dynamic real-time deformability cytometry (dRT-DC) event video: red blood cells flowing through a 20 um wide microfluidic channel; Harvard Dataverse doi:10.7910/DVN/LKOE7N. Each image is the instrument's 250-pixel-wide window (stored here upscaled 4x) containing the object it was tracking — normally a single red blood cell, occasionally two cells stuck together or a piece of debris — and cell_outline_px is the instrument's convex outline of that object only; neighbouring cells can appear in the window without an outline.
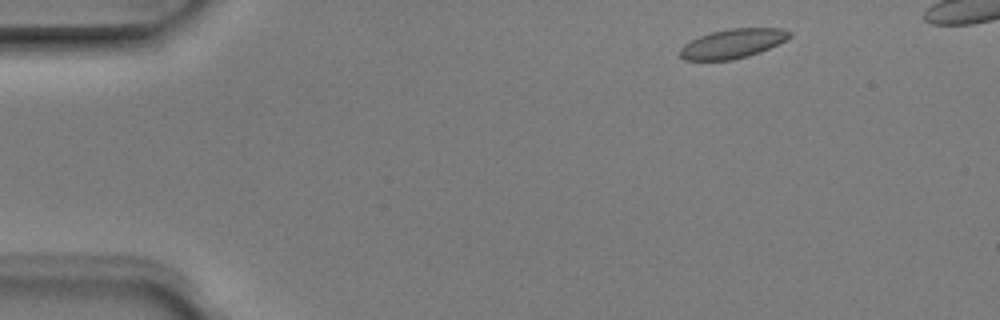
{"species": "Egyptian fruit bat (a non-hibernating species)", "species_latin": "Rousettus aegyptiacus", "temperature_condition": "room temperature", "stored_images_in_passage": 4, "camera_frame_rate_fps": 3000, "um_per_image_px": 0.085, "animal": {"sex": "male"}, "frame": {"image": 1, "passage_image": 1, "time_ms": 0.0, "image_size_px": [1000, 320], "cell_outline_px": [[792, 36], [760, 52], [748, 56], [732, 60], [684, 60], [680, 56], [680, 48], [684, 44], [700, 36], [712, 32], [728, 28], [780, 28], [792, 32]], "centroid_in_image_um": [62.27, 3.7], "position_along_channel_um": 22.7, "area_um2": 18.55}}